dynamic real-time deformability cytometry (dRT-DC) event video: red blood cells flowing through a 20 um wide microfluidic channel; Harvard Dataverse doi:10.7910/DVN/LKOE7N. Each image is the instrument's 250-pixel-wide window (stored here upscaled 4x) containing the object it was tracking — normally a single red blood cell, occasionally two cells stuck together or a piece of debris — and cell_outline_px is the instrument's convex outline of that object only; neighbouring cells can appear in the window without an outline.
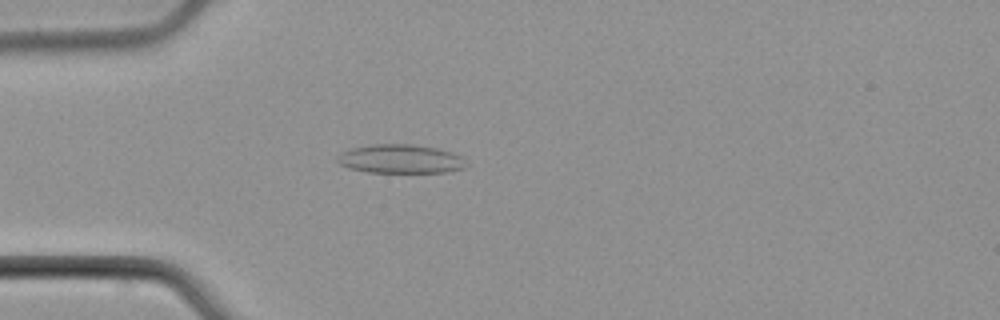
{"species": "common noctule bat (a hibernating species)", "species_latin": "Nyctalus noctula", "temperature_condition": "cold", "stored_images_in_passage": 48, "camera_frame_rate_fps": 3000, "um_per_image_px": 0.085, "animal": {"sex": "male", "body_mass_g": 21.5, "forearm_length_mm": 52.0}, "frame": {"image": 1, "passage_image": 9, "time_ms": 2.667, "image_size_px": [1000, 320], "cell_outline_px": [[468, 164], [464, 168], [444, 172], [368, 172], [348, 168], [340, 164], [336, 160], [336, 156], [352, 148], [376, 144], [412, 144], [436, 148], [452, 152], [460, 156]], "centroid_in_image_um": [34.04, 13.51], "position_along_channel_um": 51.0, "area_um2": 21.5}}
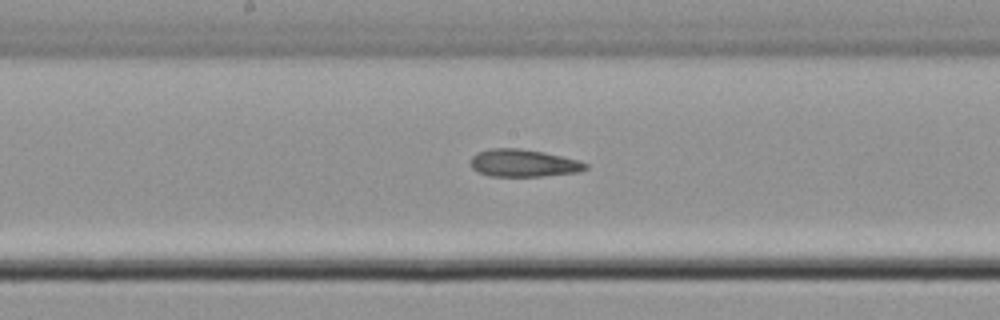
{"frame": {"image": 2, "passage_image": 22, "time_ms": 7.0, "image_size_px": [1000, 320], "cell_outline_px": [[588, 168], [580, 172], [544, 176], [492, 176], [476, 172], [472, 168], [468, 160], [476, 152], [492, 148], [520, 148], [544, 152], [580, 160], [588, 164]], "centroid_in_image_um": [44.48, 13.86], "position_along_channel_um": 203.7, "area_um2": 18.73}}
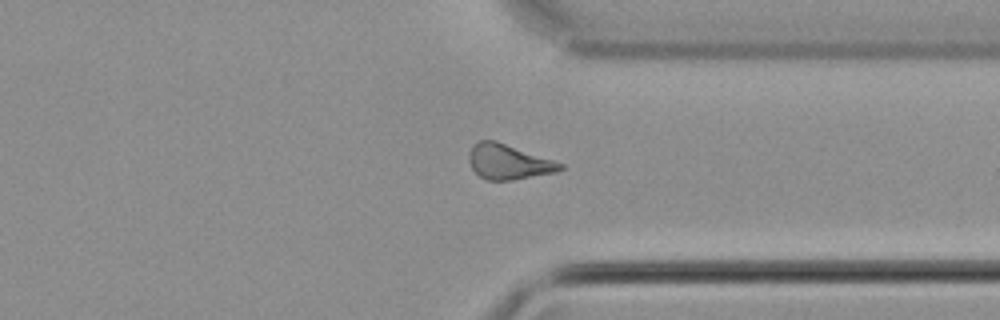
{"frame": {"image": 3, "passage_image": 35, "time_ms": 11.333, "image_size_px": [1000, 320], "cell_outline_px": [[564, 168], [556, 172], [512, 180], [488, 180], [480, 176], [472, 168], [468, 160], [468, 152], [472, 144], [480, 140], [496, 140], [564, 164]], "centroid_in_image_um": [43.19, 13.74], "position_along_channel_um": 368.2, "area_um2": 18.61}, "authors_computed_cell_mechanics": {"area_um2": 18.8717, "velocity_mm_per_s": 3.8098, "shape_relaxation_time_tau1_ms": null, "shape_relaxation_time_tau2_ms": 3.3682, "deformation_change_tau1": null, "deformation_change_tau2": 0.1129}}